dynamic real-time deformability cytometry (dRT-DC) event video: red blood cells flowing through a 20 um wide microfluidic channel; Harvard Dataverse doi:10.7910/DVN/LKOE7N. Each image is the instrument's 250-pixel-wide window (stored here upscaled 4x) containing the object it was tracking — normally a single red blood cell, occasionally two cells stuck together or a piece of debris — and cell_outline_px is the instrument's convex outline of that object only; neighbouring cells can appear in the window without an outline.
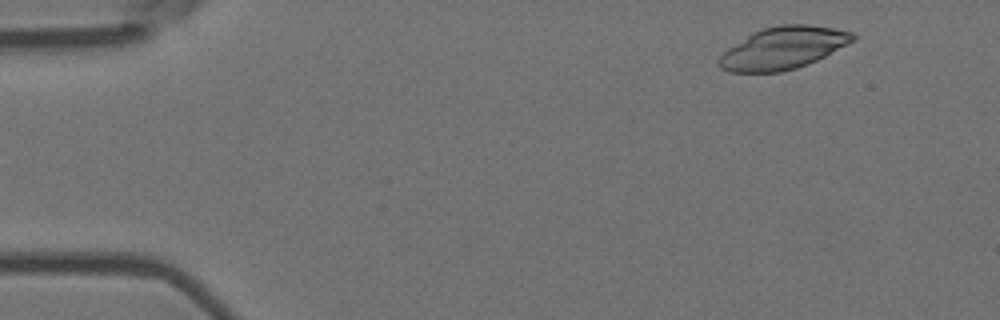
{"species": "Egyptian fruit bat (a non-hibernating species)", "species_latin": "Rousettus aegyptiacus", "temperature_condition": "room temperature", "stored_images_in_passage": 6, "camera_frame_rate_fps": 3000, "um_per_image_px": 0.085, "animal": {"sex": "female"}, "frame": {"image": 1, "passage_image": 2, "time_ms": 0.333, "image_size_px": [1000, 320], "cell_outline_px": [[856, 40], [808, 64], [796, 68], [780, 72], [728, 72], [720, 68], [716, 64], [716, 60], [728, 48], [752, 32], [764, 28], [780, 24], [808, 24], [832, 28], [852, 32], [856, 36]], "centroid_in_image_um": [66.54, 4.08], "position_along_channel_um": 18.5, "area_um2": 32.95}}